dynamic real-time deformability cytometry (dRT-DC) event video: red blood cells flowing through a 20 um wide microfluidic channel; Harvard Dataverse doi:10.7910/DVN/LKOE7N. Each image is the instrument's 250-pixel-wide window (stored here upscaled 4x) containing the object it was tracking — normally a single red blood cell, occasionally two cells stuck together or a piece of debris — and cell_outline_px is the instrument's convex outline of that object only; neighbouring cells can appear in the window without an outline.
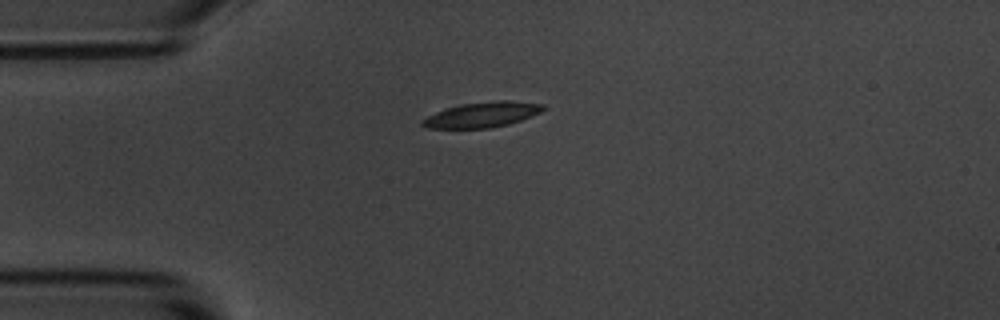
{"species": "common noctule bat (a hibernating species)", "species_latin": "Nyctalus noctula", "temperature_condition": "room temperature", "stored_images_in_passage": 4, "camera_frame_rate_fps": 3000, "um_per_image_px": 0.085, "animal": {"sex": "male", "body_mass_g": 20.1, "forearm_length_mm": 53.5}, "frame": {"image": 1, "passage_image": 4, "time_ms": 3.667, "image_size_px": [1000, 320], "cell_outline_px": [[544, 108], [540, 112], [520, 120], [508, 124], [492, 128], [424, 128], [420, 124], [420, 120], [436, 112], [460, 104], [496, 100], [508, 100], [544, 104]], "centroid_in_image_um": [40.95, 9.75], "position_along_channel_um": 44.1, "area_um2": 17.74}}